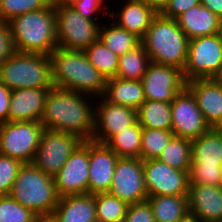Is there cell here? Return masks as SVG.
Wrapping results in <instances>:
<instances>
[{
    "label": "cell",
    "instance_id": "43",
    "mask_svg": "<svg viewBox=\"0 0 222 222\" xmlns=\"http://www.w3.org/2000/svg\"><path fill=\"white\" fill-rule=\"evenodd\" d=\"M11 93L12 91L0 81V123L8 122Z\"/></svg>",
    "mask_w": 222,
    "mask_h": 222
},
{
    "label": "cell",
    "instance_id": "21",
    "mask_svg": "<svg viewBox=\"0 0 222 222\" xmlns=\"http://www.w3.org/2000/svg\"><path fill=\"white\" fill-rule=\"evenodd\" d=\"M125 3L120 12H111V17L115 16L117 21L113 23L141 39L158 12L142 0H126Z\"/></svg>",
    "mask_w": 222,
    "mask_h": 222
},
{
    "label": "cell",
    "instance_id": "27",
    "mask_svg": "<svg viewBox=\"0 0 222 222\" xmlns=\"http://www.w3.org/2000/svg\"><path fill=\"white\" fill-rule=\"evenodd\" d=\"M137 118L143 128L171 130V102L146 100L137 109Z\"/></svg>",
    "mask_w": 222,
    "mask_h": 222
},
{
    "label": "cell",
    "instance_id": "14",
    "mask_svg": "<svg viewBox=\"0 0 222 222\" xmlns=\"http://www.w3.org/2000/svg\"><path fill=\"white\" fill-rule=\"evenodd\" d=\"M146 100L171 102L186 87L183 70L150 62L141 79Z\"/></svg>",
    "mask_w": 222,
    "mask_h": 222
},
{
    "label": "cell",
    "instance_id": "3",
    "mask_svg": "<svg viewBox=\"0 0 222 222\" xmlns=\"http://www.w3.org/2000/svg\"><path fill=\"white\" fill-rule=\"evenodd\" d=\"M7 23L15 51L49 56L58 47L54 3L14 17Z\"/></svg>",
    "mask_w": 222,
    "mask_h": 222
},
{
    "label": "cell",
    "instance_id": "5",
    "mask_svg": "<svg viewBox=\"0 0 222 222\" xmlns=\"http://www.w3.org/2000/svg\"><path fill=\"white\" fill-rule=\"evenodd\" d=\"M9 195L37 215L53 214L60 199L53 177L33 163L20 167Z\"/></svg>",
    "mask_w": 222,
    "mask_h": 222
},
{
    "label": "cell",
    "instance_id": "47",
    "mask_svg": "<svg viewBox=\"0 0 222 222\" xmlns=\"http://www.w3.org/2000/svg\"><path fill=\"white\" fill-rule=\"evenodd\" d=\"M177 222H201V221L192 213H188L186 216L179 219Z\"/></svg>",
    "mask_w": 222,
    "mask_h": 222
},
{
    "label": "cell",
    "instance_id": "12",
    "mask_svg": "<svg viewBox=\"0 0 222 222\" xmlns=\"http://www.w3.org/2000/svg\"><path fill=\"white\" fill-rule=\"evenodd\" d=\"M108 193L125 201L128 205L147 200L143 160L119 157Z\"/></svg>",
    "mask_w": 222,
    "mask_h": 222
},
{
    "label": "cell",
    "instance_id": "2",
    "mask_svg": "<svg viewBox=\"0 0 222 222\" xmlns=\"http://www.w3.org/2000/svg\"><path fill=\"white\" fill-rule=\"evenodd\" d=\"M55 87L102 97L107 78L90 62L84 51L55 48L49 55Z\"/></svg>",
    "mask_w": 222,
    "mask_h": 222
},
{
    "label": "cell",
    "instance_id": "7",
    "mask_svg": "<svg viewBox=\"0 0 222 222\" xmlns=\"http://www.w3.org/2000/svg\"><path fill=\"white\" fill-rule=\"evenodd\" d=\"M58 47L84 51L99 39L100 23L83 18L74 8L54 3Z\"/></svg>",
    "mask_w": 222,
    "mask_h": 222
},
{
    "label": "cell",
    "instance_id": "30",
    "mask_svg": "<svg viewBox=\"0 0 222 222\" xmlns=\"http://www.w3.org/2000/svg\"><path fill=\"white\" fill-rule=\"evenodd\" d=\"M107 27L108 25L100 27L99 39L118 56L124 55L141 43L139 37L117 26L115 23H112L111 27Z\"/></svg>",
    "mask_w": 222,
    "mask_h": 222
},
{
    "label": "cell",
    "instance_id": "28",
    "mask_svg": "<svg viewBox=\"0 0 222 222\" xmlns=\"http://www.w3.org/2000/svg\"><path fill=\"white\" fill-rule=\"evenodd\" d=\"M143 127L137 121L113 135L105 144L119 157L140 158Z\"/></svg>",
    "mask_w": 222,
    "mask_h": 222
},
{
    "label": "cell",
    "instance_id": "25",
    "mask_svg": "<svg viewBox=\"0 0 222 222\" xmlns=\"http://www.w3.org/2000/svg\"><path fill=\"white\" fill-rule=\"evenodd\" d=\"M191 155L197 167H222V136L211 128L191 140Z\"/></svg>",
    "mask_w": 222,
    "mask_h": 222
},
{
    "label": "cell",
    "instance_id": "17",
    "mask_svg": "<svg viewBox=\"0 0 222 222\" xmlns=\"http://www.w3.org/2000/svg\"><path fill=\"white\" fill-rule=\"evenodd\" d=\"M119 156L105 143L89 140L88 193L108 192Z\"/></svg>",
    "mask_w": 222,
    "mask_h": 222
},
{
    "label": "cell",
    "instance_id": "45",
    "mask_svg": "<svg viewBox=\"0 0 222 222\" xmlns=\"http://www.w3.org/2000/svg\"><path fill=\"white\" fill-rule=\"evenodd\" d=\"M153 7L158 13L165 7L170 0H142Z\"/></svg>",
    "mask_w": 222,
    "mask_h": 222
},
{
    "label": "cell",
    "instance_id": "10",
    "mask_svg": "<svg viewBox=\"0 0 222 222\" xmlns=\"http://www.w3.org/2000/svg\"><path fill=\"white\" fill-rule=\"evenodd\" d=\"M82 142L74 134L45 129L32 163L45 174L54 177Z\"/></svg>",
    "mask_w": 222,
    "mask_h": 222
},
{
    "label": "cell",
    "instance_id": "6",
    "mask_svg": "<svg viewBox=\"0 0 222 222\" xmlns=\"http://www.w3.org/2000/svg\"><path fill=\"white\" fill-rule=\"evenodd\" d=\"M0 81L11 91L24 88H52L48 55L13 51L0 64Z\"/></svg>",
    "mask_w": 222,
    "mask_h": 222
},
{
    "label": "cell",
    "instance_id": "20",
    "mask_svg": "<svg viewBox=\"0 0 222 222\" xmlns=\"http://www.w3.org/2000/svg\"><path fill=\"white\" fill-rule=\"evenodd\" d=\"M206 122L213 128L222 119V82L217 78L193 79L186 82Z\"/></svg>",
    "mask_w": 222,
    "mask_h": 222
},
{
    "label": "cell",
    "instance_id": "26",
    "mask_svg": "<svg viewBox=\"0 0 222 222\" xmlns=\"http://www.w3.org/2000/svg\"><path fill=\"white\" fill-rule=\"evenodd\" d=\"M155 222H177L189 213L188 196L147 197Z\"/></svg>",
    "mask_w": 222,
    "mask_h": 222
},
{
    "label": "cell",
    "instance_id": "41",
    "mask_svg": "<svg viewBox=\"0 0 222 222\" xmlns=\"http://www.w3.org/2000/svg\"><path fill=\"white\" fill-rule=\"evenodd\" d=\"M105 2L104 1H80L77 3H72L70 6L72 8H74L83 18L92 20L97 22L96 19L98 15H94L97 14L98 11H100L99 9H101L102 6H104ZM93 15L95 17H93Z\"/></svg>",
    "mask_w": 222,
    "mask_h": 222
},
{
    "label": "cell",
    "instance_id": "50",
    "mask_svg": "<svg viewBox=\"0 0 222 222\" xmlns=\"http://www.w3.org/2000/svg\"><path fill=\"white\" fill-rule=\"evenodd\" d=\"M219 81H221L222 82V71H221V73H220V75L218 76V78H217Z\"/></svg>",
    "mask_w": 222,
    "mask_h": 222
},
{
    "label": "cell",
    "instance_id": "52",
    "mask_svg": "<svg viewBox=\"0 0 222 222\" xmlns=\"http://www.w3.org/2000/svg\"><path fill=\"white\" fill-rule=\"evenodd\" d=\"M220 35H221V38H222V25H221V29H220Z\"/></svg>",
    "mask_w": 222,
    "mask_h": 222
},
{
    "label": "cell",
    "instance_id": "34",
    "mask_svg": "<svg viewBox=\"0 0 222 222\" xmlns=\"http://www.w3.org/2000/svg\"><path fill=\"white\" fill-rule=\"evenodd\" d=\"M173 136L171 130L143 128L140 158L157 159Z\"/></svg>",
    "mask_w": 222,
    "mask_h": 222
},
{
    "label": "cell",
    "instance_id": "15",
    "mask_svg": "<svg viewBox=\"0 0 222 222\" xmlns=\"http://www.w3.org/2000/svg\"><path fill=\"white\" fill-rule=\"evenodd\" d=\"M53 179L60 197L88 193L89 140L74 150Z\"/></svg>",
    "mask_w": 222,
    "mask_h": 222
},
{
    "label": "cell",
    "instance_id": "33",
    "mask_svg": "<svg viewBox=\"0 0 222 222\" xmlns=\"http://www.w3.org/2000/svg\"><path fill=\"white\" fill-rule=\"evenodd\" d=\"M128 204L105 192L95 194L96 220L103 222H124Z\"/></svg>",
    "mask_w": 222,
    "mask_h": 222
},
{
    "label": "cell",
    "instance_id": "44",
    "mask_svg": "<svg viewBox=\"0 0 222 222\" xmlns=\"http://www.w3.org/2000/svg\"><path fill=\"white\" fill-rule=\"evenodd\" d=\"M201 5L222 19V0H201Z\"/></svg>",
    "mask_w": 222,
    "mask_h": 222
},
{
    "label": "cell",
    "instance_id": "32",
    "mask_svg": "<svg viewBox=\"0 0 222 222\" xmlns=\"http://www.w3.org/2000/svg\"><path fill=\"white\" fill-rule=\"evenodd\" d=\"M84 52L89 62L107 79L116 76L119 56L113 53L104 43L98 39L88 46Z\"/></svg>",
    "mask_w": 222,
    "mask_h": 222
},
{
    "label": "cell",
    "instance_id": "11",
    "mask_svg": "<svg viewBox=\"0 0 222 222\" xmlns=\"http://www.w3.org/2000/svg\"><path fill=\"white\" fill-rule=\"evenodd\" d=\"M145 187L151 196H188V172L172 168L159 159L143 160Z\"/></svg>",
    "mask_w": 222,
    "mask_h": 222
},
{
    "label": "cell",
    "instance_id": "22",
    "mask_svg": "<svg viewBox=\"0 0 222 222\" xmlns=\"http://www.w3.org/2000/svg\"><path fill=\"white\" fill-rule=\"evenodd\" d=\"M188 39L220 33L222 19L201 4L182 13L177 19Z\"/></svg>",
    "mask_w": 222,
    "mask_h": 222
},
{
    "label": "cell",
    "instance_id": "13",
    "mask_svg": "<svg viewBox=\"0 0 222 222\" xmlns=\"http://www.w3.org/2000/svg\"><path fill=\"white\" fill-rule=\"evenodd\" d=\"M171 122L174 136L189 140L196 139L211 129L198 108L195 96L187 87L171 101Z\"/></svg>",
    "mask_w": 222,
    "mask_h": 222
},
{
    "label": "cell",
    "instance_id": "51",
    "mask_svg": "<svg viewBox=\"0 0 222 222\" xmlns=\"http://www.w3.org/2000/svg\"><path fill=\"white\" fill-rule=\"evenodd\" d=\"M53 3L61 2L62 0H51Z\"/></svg>",
    "mask_w": 222,
    "mask_h": 222
},
{
    "label": "cell",
    "instance_id": "48",
    "mask_svg": "<svg viewBox=\"0 0 222 222\" xmlns=\"http://www.w3.org/2000/svg\"><path fill=\"white\" fill-rule=\"evenodd\" d=\"M80 1L82 0H62L60 3L70 6L72 3H77ZM84 1H106V0H84Z\"/></svg>",
    "mask_w": 222,
    "mask_h": 222
},
{
    "label": "cell",
    "instance_id": "1",
    "mask_svg": "<svg viewBox=\"0 0 222 222\" xmlns=\"http://www.w3.org/2000/svg\"><path fill=\"white\" fill-rule=\"evenodd\" d=\"M85 95V96H84ZM87 94L53 86L47 95L40 122L48 130L74 134L83 141L92 140L95 108Z\"/></svg>",
    "mask_w": 222,
    "mask_h": 222
},
{
    "label": "cell",
    "instance_id": "24",
    "mask_svg": "<svg viewBox=\"0 0 222 222\" xmlns=\"http://www.w3.org/2000/svg\"><path fill=\"white\" fill-rule=\"evenodd\" d=\"M102 97L111 104L136 110L146 101L141 80H124L116 77L107 79Z\"/></svg>",
    "mask_w": 222,
    "mask_h": 222
},
{
    "label": "cell",
    "instance_id": "42",
    "mask_svg": "<svg viewBox=\"0 0 222 222\" xmlns=\"http://www.w3.org/2000/svg\"><path fill=\"white\" fill-rule=\"evenodd\" d=\"M14 51L11 33L6 22H0V64Z\"/></svg>",
    "mask_w": 222,
    "mask_h": 222
},
{
    "label": "cell",
    "instance_id": "37",
    "mask_svg": "<svg viewBox=\"0 0 222 222\" xmlns=\"http://www.w3.org/2000/svg\"><path fill=\"white\" fill-rule=\"evenodd\" d=\"M22 165L20 160L0 154V196L9 195Z\"/></svg>",
    "mask_w": 222,
    "mask_h": 222
},
{
    "label": "cell",
    "instance_id": "4",
    "mask_svg": "<svg viewBox=\"0 0 222 222\" xmlns=\"http://www.w3.org/2000/svg\"><path fill=\"white\" fill-rule=\"evenodd\" d=\"M140 40L151 62L184 70L189 39L179 27L177 20L158 13Z\"/></svg>",
    "mask_w": 222,
    "mask_h": 222
},
{
    "label": "cell",
    "instance_id": "31",
    "mask_svg": "<svg viewBox=\"0 0 222 222\" xmlns=\"http://www.w3.org/2000/svg\"><path fill=\"white\" fill-rule=\"evenodd\" d=\"M157 159L172 168L189 172L192 163L191 140L173 136Z\"/></svg>",
    "mask_w": 222,
    "mask_h": 222
},
{
    "label": "cell",
    "instance_id": "40",
    "mask_svg": "<svg viewBox=\"0 0 222 222\" xmlns=\"http://www.w3.org/2000/svg\"><path fill=\"white\" fill-rule=\"evenodd\" d=\"M200 4L201 0H170L159 13L176 20L182 13Z\"/></svg>",
    "mask_w": 222,
    "mask_h": 222
},
{
    "label": "cell",
    "instance_id": "18",
    "mask_svg": "<svg viewBox=\"0 0 222 222\" xmlns=\"http://www.w3.org/2000/svg\"><path fill=\"white\" fill-rule=\"evenodd\" d=\"M188 204L201 222H222V186L189 184Z\"/></svg>",
    "mask_w": 222,
    "mask_h": 222
},
{
    "label": "cell",
    "instance_id": "49",
    "mask_svg": "<svg viewBox=\"0 0 222 222\" xmlns=\"http://www.w3.org/2000/svg\"><path fill=\"white\" fill-rule=\"evenodd\" d=\"M213 129L222 136V119H220V120L216 123V125L213 127Z\"/></svg>",
    "mask_w": 222,
    "mask_h": 222
},
{
    "label": "cell",
    "instance_id": "16",
    "mask_svg": "<svg viewBox=\"0 0 222 222\" xmlns=\"http://www.w3.org/2000/svg\"><path fill=\"white\" fill-rule=\"evenodd\" d=\"M94 107L95 128L92 140L100 143H106L113 135L138 121L136 109L111 104L103 97Z\"/></svg>",
    "mask_w": 222,
    "mask_h": 222
},
{
    "label": "cell",
    "instance_id": "23",
    "mask_svg": "<svg viewBox=\"0 0 222 222\" xmlns=\"http://www.w3.org/2000/svg\"><path fill=\"white\" fill-rule=\"evenodd\" d=\"M58 222H95V195H66L59 199L53 212Z\"/></svg>",
    "mask_w": 222,
    "mask_h": 222
},
{
    "label": "cell",
    "instance_id": "38",
    "mask_svg": "<svg viewBox=\"0 0 222 222\" xmlns=\"http://www.w3.org/2000/svg\"><path fill=\"white\" fill-rule=\"evenodd\" d=\"M188 176L189 184L222 186V167H197L192 162Z\"/></svg>",
    "mask_w": 222,
    "mask_h": 222
},
{
    "label": "cell",
    "instance_id": "29",
    "mask_svg": "<svg viewBox=\"0 0 222 222\" xmlns=\"http://www.w3.org/2000/svg\"><path fill=\"white\" fill-rule=\"evenodd\" d=\"M150 58L140 43L134 49L119 56L116 78L124 80H141L150 64Z\"/></svg>",
    "mask_w": 222,
    "mask_h": 222
},
{
    "label": "cell",
    "instance_id": "35",
    "mask_svg": "<svg viewBox=\"0 0 222 222\" xmlns=\"http://www.w3.org/2000/svg\"><path fill=\"white\" fill-rule=\"evenodd\" d=\"M51 0H2L0 3V22H9L12 18L30 11L48 7Z\"/></svg>",
    "mask_w": 222,
    "mask_h": 222
},
{
    "label": "cell",
    "instance_id": "39",
    "mask_svg": "<svg viewBox=\"0 0 222 222\" xmlns=\"http://www.w3.org/2000/svg\"><path fill=\"white\" fill-rule=\"evenodd\" d=\"M124 222H155L149 201L129 204Z\"/></svg>",
    "mask_w": 222,
    "mask_h": 222
},
{
    "label": "cell",
    "instance_id": "36",
    "mask_svg": "<svg viewBox=\"0 0 222 222\" xmlns=\"http://www.w3.org/2000/svg\"><path fill=\"white\" fill-rule=\"evenodd\" d=\"M36 216L10 195L0 196V222H34Z\"/></svg>",
    "mask_w": 222,
    "mask_h": 222
},
{
    "label": "cell",
    "instance_id": "46",
    "mask_svg": "<svg viewBox=\"0 0 222 222\" xmlns=\"http://www.w3.org/2000/svg\"><path fill=\"white\" fill-rule=\"evenodd\" d=\"M34 222H58L53 214L50 215H37Z\"/></svg>",
    "mask_w": 222,
    "mask_h": 222
},
{
    "label": "cell",
    "instance_id": "8",
    "mask_svg": "<svg viewBox=\"0 0 222 222\" xmlns=\"http://www.w3.org/2000/svg\"><path fill=\"white\" fill-rule=\"evenodd\" d=\"M44 130L38 121L0 123V154L32 163Z\"/></svg>",
    "mask_w": 222,
    "mask_h": 222
},
{
    "label": "cell",
    "instance_id": "19",
    "mask_svg": "<svg viewBox=\"0 0 222 222\" xmlns=\"http://www.w3.org/2000/svg\"><path fill=\"white\" fill-rule=\"evenodd\" d=\"M51 88H24L12 90L8 122H40L46 98Z\"/></svg>",
    "mask_w": 222,
    "mask_h": 222
},
{
    "label": "cell",
    "instance_id": "9",
    "mask_svg": "<svg viewBox=\"0 0 222 222\" xmlns=\"http://www.w3.org/2000/svg\"><path fill=\"white\" fill-rule=\"evenodd\" d=\"M222 71V38L220 33L189 39L183 75L185 81L218 78Z\"/></svg>",
    "mask_w": 222,
    "mask_h": 222
}]
</instances>
